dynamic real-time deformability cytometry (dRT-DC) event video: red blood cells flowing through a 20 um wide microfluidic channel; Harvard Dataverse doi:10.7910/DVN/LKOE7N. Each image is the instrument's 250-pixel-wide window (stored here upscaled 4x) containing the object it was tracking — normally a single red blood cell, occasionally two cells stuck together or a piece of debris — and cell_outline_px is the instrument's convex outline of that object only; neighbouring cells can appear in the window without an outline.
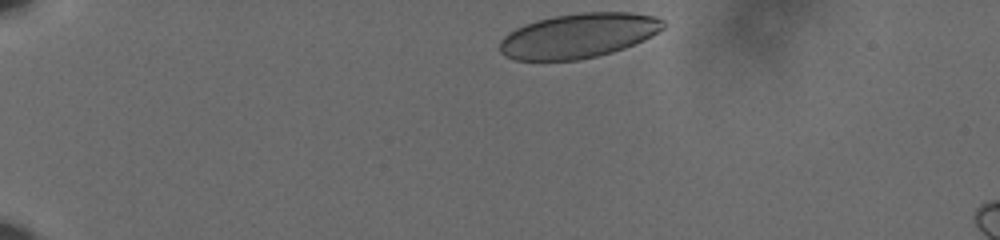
{"species": "human", "species_latin": "Homo sapiens", "temperature_condition": "cold", "stored_images_in_passage": 40, "camera_frame_rate_fps": 3000, "um_per_image_px": 0.085, "donor": {"sex": "male"}, "frame": {"image": 1, "passage_image": 1, "time_ms": 0.0, "image_size_px": [1000, 240], "cell_outline_px": [[664, 28], [644, 40], [624, 48], [612, 52], [580, 60], [516, 60], [504, 56], [500, 52], [500, 40], [508, 32], [524, 24], [536, 20], [552, 16], [580, 12], [632, 12], [656, 16], [664, 20]], "centroid_in_image_um": [49.16, 3.02], "position_along_channel_um": 35.8, "area_um2": 42.77}}
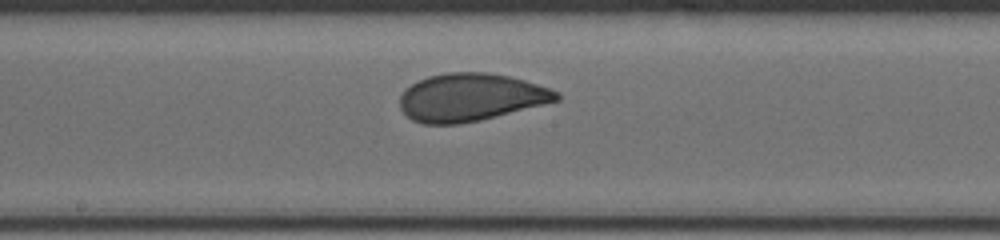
{"frame": {"image": 2, "passage_image": 22, "time_ms": 7.0, "image_size_px": [1000, 240], "cell_outline_px": [[560, 100], [480, 120], [460, 124], [424, 124], [412, 120], [400, 108], [400, 96], [404, 88], [428, 76], [448, 72], [484, 72], [508, 76], [524, 80], [560, 92]], "centroid_in_image_um": [39.98, 8.27], "position_along_channel_um": 208.2, "area_um2": 43.41}}
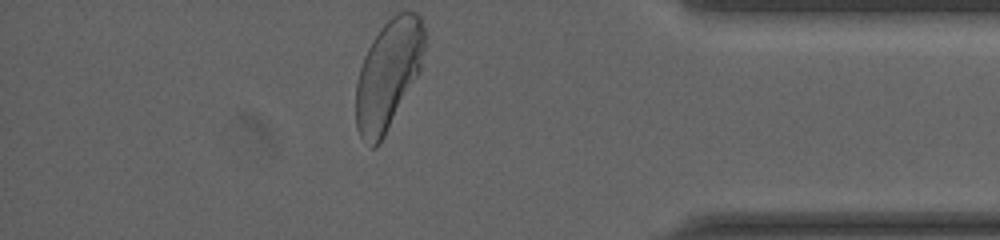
{"frame": {"image": 3, "passage_image": 40, "time_ms": 13.0, "image_size_px": [1000, 240], "cell_outline_px": [[424, 48], [420, 72], [380, 144], [376, 148], [372, 148], [360, 136], [356, 128], [356, 84], [360, 68], [364, 56], [372, 40], [380, 28], [396, 12], [416, 12], [420, 16], [424, 28]], "centroid_in_image_um": [33.0, 6.35], "position_along_channel_um": 402.2, "area_um2": 43.75}, "authors_computed_cell_mechanics": {"area_um2": 43.7257, "velocity_mm_per_s": 3.5979, "shape_relaxation_time_tau1_ms": 4.8072, "shape_relaxation_time_tau2_ms": null, "deformation_change_tau1": 0.1312, "deformation_change_tau2": null}}